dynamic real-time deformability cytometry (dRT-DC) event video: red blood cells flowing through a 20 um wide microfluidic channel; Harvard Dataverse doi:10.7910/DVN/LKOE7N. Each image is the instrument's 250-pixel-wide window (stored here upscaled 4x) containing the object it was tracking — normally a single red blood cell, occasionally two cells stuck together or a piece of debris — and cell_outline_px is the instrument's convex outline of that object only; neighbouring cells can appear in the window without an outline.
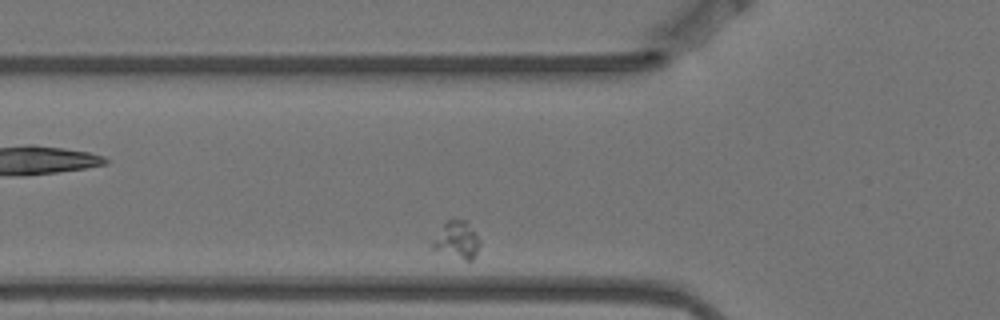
{"species": "Egyptian fruit bat (a non-hibernating species)", "species_latin": "Rousettus aegyptiacus", "temperature_condition": "warm", "stored_images_in_passage": 4, "camera_frame_rate_fps": 3000, "um_per_image_px": 0.085, "animal": {"sex": "female"}, "frame": {"image": 1, "passage_image": 3, "time_ms": 0.667, "image_size_px": [1000, 320], "cell_outline_px": [[480, 244], [476, 256], [468, 264], [432, 248], [432, 244], [444, 224], [448, 220], [468, 220], [480, 240]], "centroid_in_image_um": [38.91, 20.46], "position_along_channel_um": 86.9, "area_um2": 10.4}}